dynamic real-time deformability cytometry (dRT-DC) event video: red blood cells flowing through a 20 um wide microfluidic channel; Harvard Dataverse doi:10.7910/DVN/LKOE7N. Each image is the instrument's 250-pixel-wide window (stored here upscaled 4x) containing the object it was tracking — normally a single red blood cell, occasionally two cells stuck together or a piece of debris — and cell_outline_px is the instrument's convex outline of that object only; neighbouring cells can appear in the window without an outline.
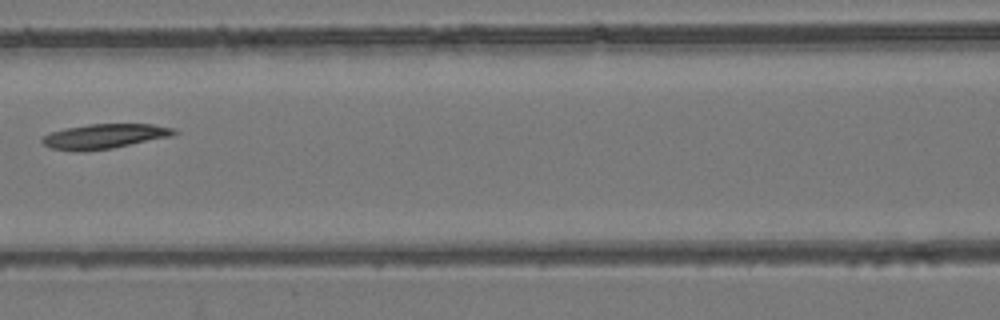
{"species": "common noctule bat (a hibernating species)", "species_latin": "Nyctalus noctula", "temperature_condition": "room temperature", "stored_images_in_passage": 3, "camera_frame_rate_fps": 3000, "um_per_image_px": 0.085, "animal": {"sex": "female", "body_mass_g": 24.6, "forearm_length_mm": 56.2}, "frame": {"image": 1, "passage_image": 3, "time_ms": 0.667, "image_size_px": [1000, 320], "cell_outline_px": [[180, 132], [172, 136], [112, 148], [84, 152], [76, 152], [48, 148], [40, 140], [44, 136], [52, 132], [64, 128], [88, 124], [152, 124], [176, 128]], "centroid_in_image_um": [8.88, 11.59], "position_along_channel_um": 157.7, "area_um2": 19.31}}